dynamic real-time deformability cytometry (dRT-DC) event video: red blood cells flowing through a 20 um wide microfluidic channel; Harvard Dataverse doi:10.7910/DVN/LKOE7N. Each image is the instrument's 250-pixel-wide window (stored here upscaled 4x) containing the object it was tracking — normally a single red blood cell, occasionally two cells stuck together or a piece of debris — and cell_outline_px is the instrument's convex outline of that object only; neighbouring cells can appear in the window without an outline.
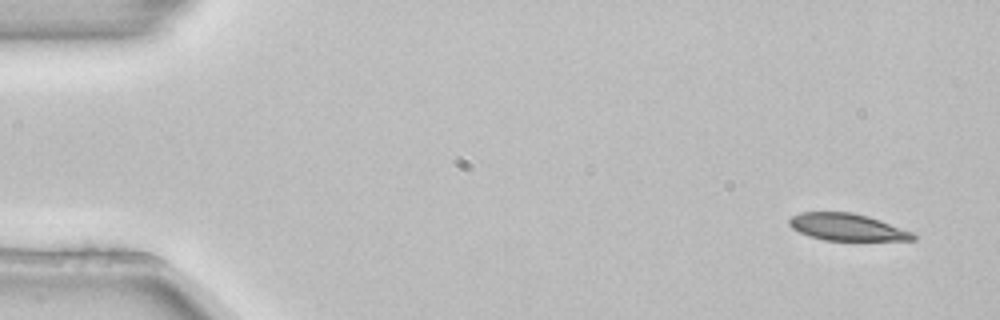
{"species": "common noctule bat (a hibernating species)", "species_latin": "Nyctalus noctula", "temperature_condition": "room temperature", "stored_images_in_passage": 4, "camera_frame_rate_fps": 3000, "um_per_image_px": 0.085, "animal": {"sex": "female", "body_mass_g": 22.7, "forearm_length_mm": 54.2}, "frame": {"image": 1, "passage_image": 1, "time_ms": 0.0, "image_size_px": [1000, 320], "cell_outline_px": [[916, 240], [824, 240], [808, 236], [792, 228], [788, 224], [788, 220], [792, 216], [800, 212], [852, 212], [868, 216], [880, 220], [912, 232], [916, 236]], "centroid_in_image_um": [71.97, 19.3], "position_along_channel_um": 13.0, "area_um2": 19.42}}